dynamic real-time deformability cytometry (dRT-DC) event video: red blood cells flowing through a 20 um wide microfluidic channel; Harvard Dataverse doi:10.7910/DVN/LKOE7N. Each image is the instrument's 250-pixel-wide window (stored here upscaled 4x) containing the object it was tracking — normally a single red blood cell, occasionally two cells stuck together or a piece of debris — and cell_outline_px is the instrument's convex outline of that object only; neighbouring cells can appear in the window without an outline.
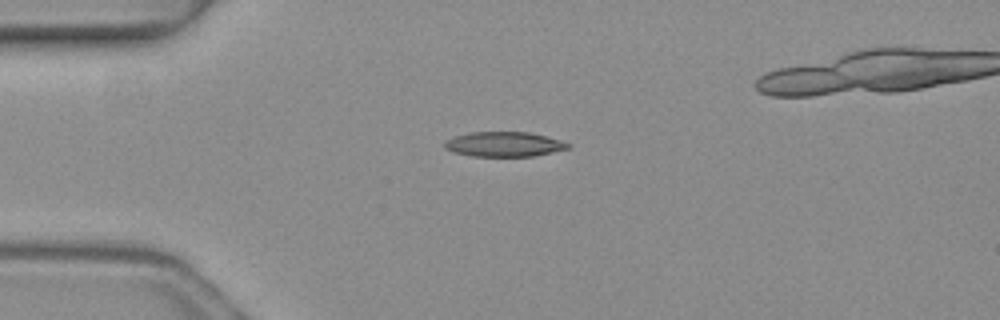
{"species": "common noctule bat (a hibernating species)", "species_latin": "Nyctalus noctula", "temperature_condition": "warm", "stored_images_in_passage": 2, "camera_frame_rate_fps": 3000, "um_per_image_px": 0.085, "animal": {"sex": "female", "body_mass_g": 19.3, "forearm_length_mm": 54.1}, "frame": {"image": 1, "passage_image": 1, "time_ms": 0.0, "image_size_px": [1000, 320], "cell_outline_px": [[572, 148], [532, 156], [472, 156], [452, 152], [444, 148], [444, 140], [468, 132], [528, 132], [548, 136], [572, 144]], "centroid_in_image_um": [42.85, 12.26], "position_along_channel_um": 42.1, "area_um2": 18.03}}